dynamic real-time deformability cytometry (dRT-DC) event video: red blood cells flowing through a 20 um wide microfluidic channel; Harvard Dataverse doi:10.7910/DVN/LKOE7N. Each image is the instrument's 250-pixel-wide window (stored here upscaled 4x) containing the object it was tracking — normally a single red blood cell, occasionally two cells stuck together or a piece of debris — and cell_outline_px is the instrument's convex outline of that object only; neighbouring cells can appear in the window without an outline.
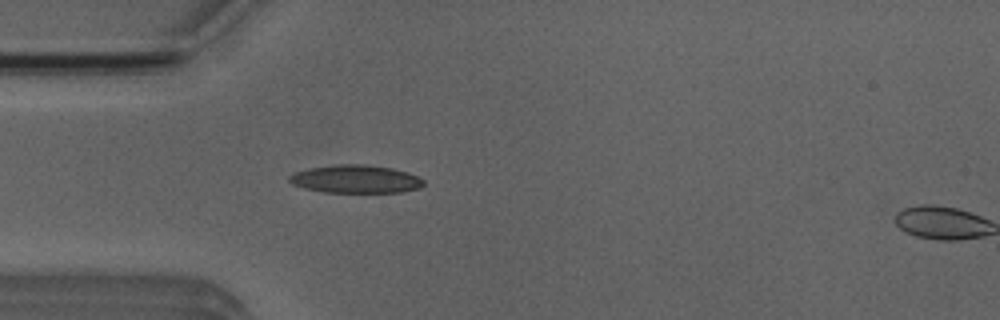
{"species": "Egyptian fruit bat (a non-hibernating species)", "species_latin": "Rousettus aegyptiacus", "temperature_condition": "room temperature", "stored_images_in_passage": 8, "camera_frame_rate_fps": 3000, "um_per_image_px": 0.085, "animal": {"sex": "male"}, "frame": {"image": 1, "passage_image": 7, "time_ms": 2.0, "image_size_px": [1000, 320], "cell_outline_px": [[424, 184], [420, 188], [400, 192], [324, 192], [304, 188], [292, 184], [288, 180], [288, 176], [296, 172], [312, 168], [336, 164], [364, 164], [392, 168], [408, 172], [424, 180]], "centroid_in_image_um": [30.24, 15.22], "position_along_channel_um": 54.8, "area_um2": 21.85}}